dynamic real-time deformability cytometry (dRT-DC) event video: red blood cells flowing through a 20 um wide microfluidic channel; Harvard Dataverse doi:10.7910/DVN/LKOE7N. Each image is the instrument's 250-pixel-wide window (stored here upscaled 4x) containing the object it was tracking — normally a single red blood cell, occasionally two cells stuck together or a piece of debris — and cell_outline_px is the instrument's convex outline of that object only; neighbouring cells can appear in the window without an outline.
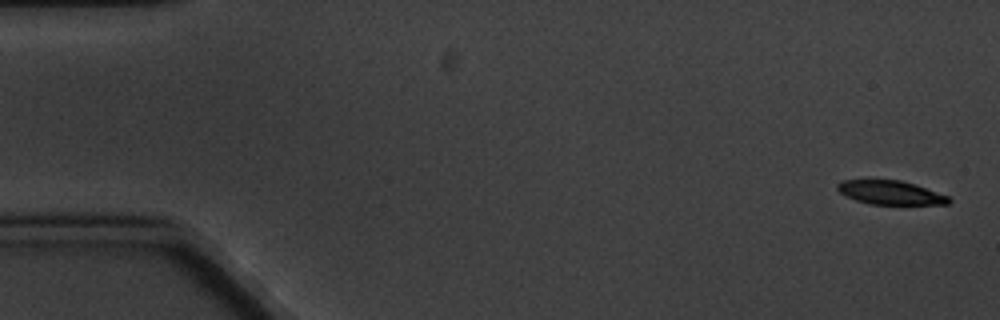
{"species": "common noctule bat (a hibernating species)", "species_latin": "Nyctalus noctula", "temperature_condition": "cold", "stored_images_in_passage": 4, "camera_frame_rate_fps": 3000, "um_per_image_px": 0.085, "animal": {"sex": "male", "body_mass_g": 20.1, "forearm_length_mm": 53.5}, "frame": {"image": 1, "passage_image": 1, "time_ms": 0.0, "image_size_px": [1000, 320], "cell_outline_px": [[952, 200], [948, 204], [868, 204], [856, 200], [840, 192], [836, 188], [836, 184], [840, 180], [868, 176], [900, 180], [916, 184], [948, 196]], "centroid_in_image_um": [75.59, 16.3], "position_along_channel_um": 9.4, "area_um2": 16.3}}